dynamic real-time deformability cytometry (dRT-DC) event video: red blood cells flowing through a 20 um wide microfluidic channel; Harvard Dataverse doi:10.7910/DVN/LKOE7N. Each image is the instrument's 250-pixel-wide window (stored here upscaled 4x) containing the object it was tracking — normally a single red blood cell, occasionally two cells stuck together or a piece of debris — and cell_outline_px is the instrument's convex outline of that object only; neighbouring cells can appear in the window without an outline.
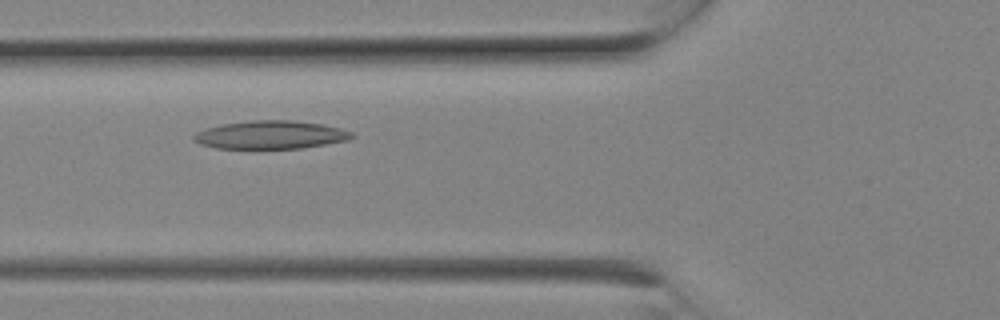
{"species": "Egyptian fruit bat (a non-hibernating species)", "species_latin": "Rousettus aegyptiacus", "temperature_condition": "room temperature", "stored_images_in_passage": 3, "camera_frame_rate_fps": 3000, "um_per_image_px": 0.085, "animal": {"sex": "female"}, "frame": {"image": 1, "passage_image": 2, "time_ms": 0.333, "image_size_px": [1000, 320], "cell_outline_px": [[356, 136], [348, 140], [300, 148], [216, 148], [200, 144], [192, 140], [192, 136], [196, 132], [204, 128], [220, 124], [252, 120], [292, 120], [324, 124], [340, 128], [352, 132]], "centroid_in_image_um": [22.97, 11.45], "position_along_channel_um": 102.8, "area_um2": 26.07}}
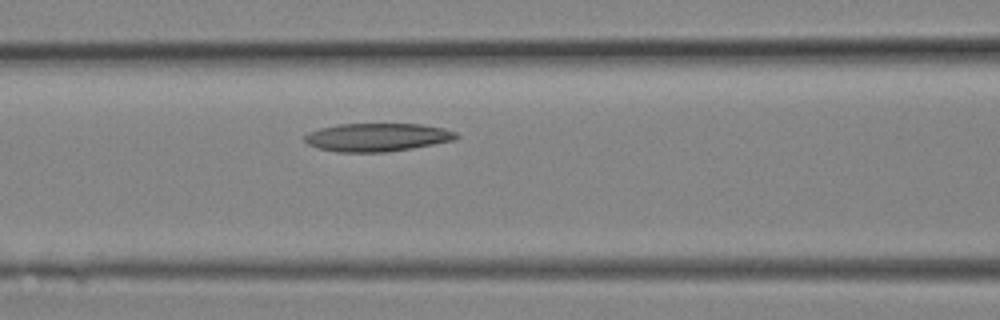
{"frame": {"image": 2, "passage_image": 3, "time_ms": 0.667, "image_size_px": [1000, 320], "cell_outline_px": [[460, 136], [456, 140], [412, 148], [388, 152], [336, 152], [316, 148], [308, 144], [304, 140], [304, 136], [308, 132], [320, 128], [340, 124], [420, 124], [444, 128], [456, 132]], "centroid_in_image_um": [32.07, 11.67], "position_along_channel_um": 134.5, "area_um2": 25.09}}